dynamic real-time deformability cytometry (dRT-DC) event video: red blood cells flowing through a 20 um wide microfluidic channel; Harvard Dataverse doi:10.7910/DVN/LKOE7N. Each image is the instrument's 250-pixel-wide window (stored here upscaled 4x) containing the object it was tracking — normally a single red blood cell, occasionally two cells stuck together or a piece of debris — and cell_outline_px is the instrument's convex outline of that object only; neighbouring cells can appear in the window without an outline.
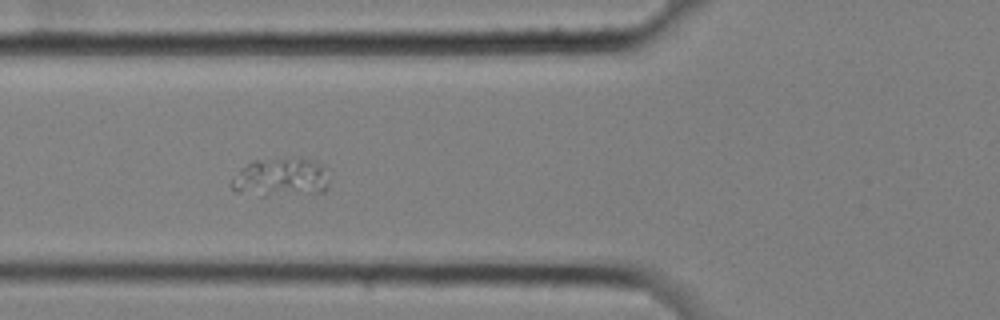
{"species": "common noctule bat (a hibernating species)", "species_latin": "Nyctalus noctula", "temperature_condition": "cold", "stored_images_in_passage": 7, "camera_frame_rate_fps": 3000, "um_per_image_px": 0.085, "animal": {"sex": "female", "body_mass_g": 25.1}, "frame": {"image": 1, "passage_image": 6, "time_ms": 1.667, "image_size_px": [1000, 320], "cell_outline_px": [[328, 188], [324, 192], [264, 196], [260, 196], [236, 192], [232, 188], [232, 180], [240, 168], [252, 160], [300, 156], [316, 160], [324, 164], [328, 180]], "centroid_in_image_um": [23.9, 15.04], "position_along_channel_um": 101.9, "area_um2": 22.72}}
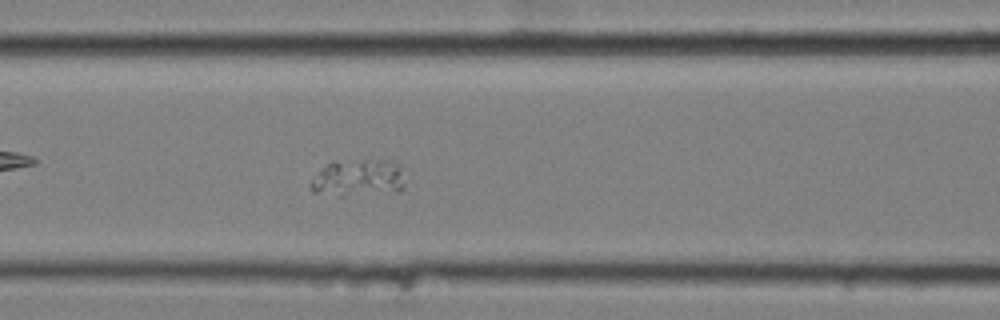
{"frame": {"image": 2, "passage_image": 7, "time_ms": 2.0, "image_size_px": [1000, 320], "cell_outline_px": [[404, 188], [400, 192], [344, 196], [340, 196], [312, 192], [308, 188], [308, 184], [320, 168], [332, 160], [388, 160], [400, 164], [404, 184]], "centroid_in_image_um": [30.42, 15.13], "position_along_channel_um": 136.2, "area_um2": 21.1}}